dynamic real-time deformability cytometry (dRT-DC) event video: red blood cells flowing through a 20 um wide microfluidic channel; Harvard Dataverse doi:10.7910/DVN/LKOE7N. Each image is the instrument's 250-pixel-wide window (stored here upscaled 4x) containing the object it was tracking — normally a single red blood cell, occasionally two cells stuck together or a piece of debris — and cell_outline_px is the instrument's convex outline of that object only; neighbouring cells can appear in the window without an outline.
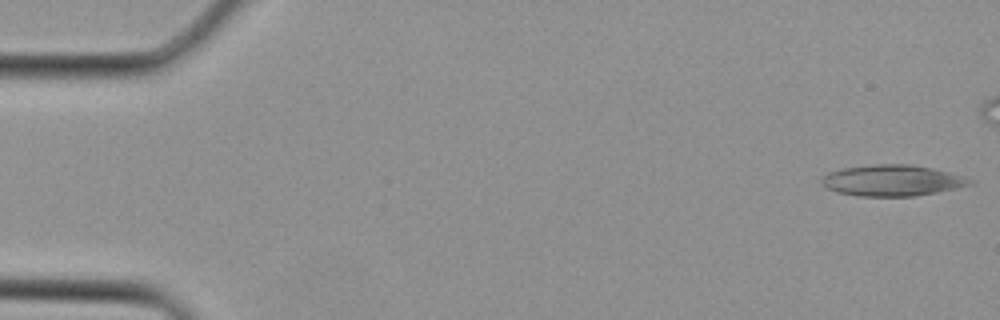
{"species": "Egyptian fruit bat (a non-hibernating species)", "species_latin": "Rousettus aegyptiacus", "temperature_condition": "cold", "stored_images_in_passage": 4, "camera_frame_rate_fps": 3000, "um_per_image_px": 0.085, "animal": {"sex": "female"}, "frame": {"image": 1, "passage_image": 1, "time_ms": 0.0, "image_size_px": [1000, 320], "cell_outline_px": [[976, 180], [972, 184], [936, 192], [916, 196], [856, 196], [836, 192], [820, 184], [820, 180], [828, 172], [840, 168], [872, 164], [912, 164], [932, 168], [948, 172]], "centroid_in_image_um": [75.79, 15.33], "position_along_channel_um": 9.2, "area_um2": 26.99}}